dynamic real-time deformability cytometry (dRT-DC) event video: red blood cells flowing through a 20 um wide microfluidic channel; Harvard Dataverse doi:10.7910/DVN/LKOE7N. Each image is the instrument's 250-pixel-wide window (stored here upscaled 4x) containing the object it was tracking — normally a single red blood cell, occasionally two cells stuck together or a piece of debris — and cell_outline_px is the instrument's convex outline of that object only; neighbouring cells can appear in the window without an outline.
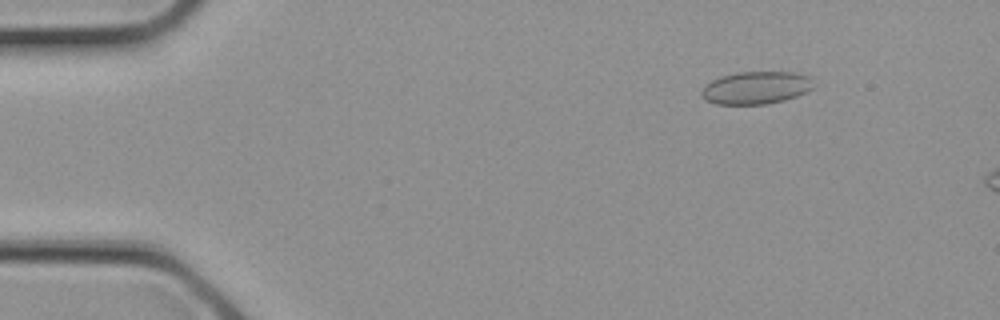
{"species": "common noctule bat (a hibernating species)", "species_latin": "Nyctalus noctula", "temperature_condition": "cold", "stored_images_in_passage": 7, "camera_frame_rate_fps": 3000, "um_per_image_px": 0.085, "animal": {"sex": "female", "body_mass_g": 21.9}, "frame": {"image": 1, "passage_image": 4, "time_ms": 1.0, "image_size_px": [1000, 320], "cell_outline_px": [[812, 88], [808, 92], [784, 100], [768, 104], [716, 104], [704, 100], [700, 96], [700, 92], [712, 80], [720, 76], [736, 72], [792, 72], [808, 76]], "centroid_in_image_um": [64.21, 7.47], "position_along_channel_um": 20.8, "area_um2": 21.21}}